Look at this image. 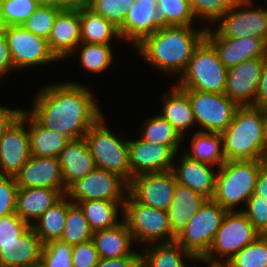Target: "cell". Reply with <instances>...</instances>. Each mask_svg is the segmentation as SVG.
I'll return each mask as SVG.
<instances>
[{
  "instance_id": "91938a15",
  "label": "cell",
  "mask_w": 267,
  "mask_h": 267,
  "mask_svg": "<svg viewBox=\"0 0 267 267\" xmlns=\"http://www.w3.org/2000/svg\"><path fill=\"white\" fill-rule=\"evenodd\" d=\"M2 29H3V26H2L1 21H0V33L2 32Z\"/></svg>"
},
{
  "instance_id": "94428289",
  "label": "cell",
  "mask_w": 267,
  "mask_h": 267,
  "mask_svg": "<svg viewBox=\"0 0 267 267\" xmlns=\"http://www.w3.org/2000/svg\"><path fill=\"white\" fill-rule=\"evenodd\" d=\"M194 264L192 265L193 267H197L198 263L197 262H193ZM197 263V264H196Z\"/></svg>"
},
{
  "instance_id": "d6986e66",
  "label": "cell",
  "mask_w": 267,
  "mask_h": 267,
  "mask_svg": "<svg viewBox=\"0 0 267 267\" xmlns=\"http://www.w3.org/2000/svg\"><path fill=\"white\" fill-rule=\"evenodd\" d=\"M157 0H135L124 24L119 28L121 39L134 47L146 36L165 27L157 9Z\"/></svg>"
},
{
  "instance_id": "9a60e30c",
  "label": "cell",
  "mask_w": 267,
  "mask_h": 267,
  "mask_svg": "<svg viewBox=\"0 0 267 267\" xmlns=\"http://www.w3.org/2000/svg\"><path fill=\"white\" fill-rule=\"evenodd\" d=\"M176 178L172 170L133 177L128 193L143 205L167 211L174 197Z\"/></svg>"
},
{
  "instance_id": "4316f807",
  "label": "cell",
  "mask_w": 267,
  "mask_h": 267,
  "mask_svg": "<svg viewBox=\"0 0 267 267\" xmlns=\"http://www.w3.org/2000/svg\"><path fill=\"white\" fill-rule=\"evenodd\" d=\"M114 227L93 232L92 240L100 258H117L131 255L135 250L128 225L123 219Z\"/></svg>"
},
{
  "instance_id": "8d00e7d4",
  "label": "cell",
  "mask_w": 267,
  "mask_h": 267,
  "mask_svg": "<svg viewBox=\"0 0 267 267\" xmlns=\"http://www.w3.org/2000/svg\"><path fill=\"white\" fill-rule=\"evenodd\" d=\"M93 231L90 229L84 212L78 204L73 203L69 208L65 220V228L61 241L76 245L92 239Z\"/></svg>"
},
{
  "instance_id": "d6a6232c",
  "label": "cell",
  "mask_w": 267,
  "mask_h": 267,
  "mask_svg": "<svg viewBox=\"0 0 267 267\" xmlns=\"http://www.w3.org/2000/svg\"><path fill=\"white\" fill-rule=\"evenodd\" d=\"M72 204L70 199L64 196L32 224V228L43 245L53 240H60L65 228L68 208Z\"/></svg>"
},
{
  "instance_id": "f907efd6",
  "label": "cell",
  "mask_w": 267,
  "mask_h": 267,
  "mask_svg": "<svg viewBox=\"0 0 267 267\" xmlns=\"http://www.w3.org/2000/svg\"><path fill=\"white\" fill-rule=\"evenodd\" d=\"M15 71L11 58L8 42L3 31L0 33V78L7 76L11 71Z\"/></svg>"
},
{
  "instance_id": "ba28073f",
  "label": "cell",
  "mask_w": 267,
  "mask_h": 267,
  "mask_svg": "<svg viewBox=\"0 0 267 267\" xmlns=\"http://www.w3.org/2000/svg\"><path fill=\"white\" fill-rule=\"evenodd\" d=\"M123 210V219L134 242L148 245L176 240L172 235L167 211L138 203L129 193Z\"/></svg>"
},
{
  "instance_id": "7dc6e473",
  "label": "cell",
  "mask_w": 267,
  "mask_h": 267,
  "mask_svg": "<svg viewBox=\"0 0 267 267\" xmlns=\"http://www.w3.org/2000/svg\"><path fill=\"white\" fill-rule=\"evenodd\" d=\"M17 190L15 177L0 175V217L15 213Z\"/></svg>"
},
{
  "instance_id": "680465c9",
  "label": "cell",
  "mask_w": 267,
  "mask_h": 267,
  "mask_svg": "<svg viewBox=\"0 0 267 267\" xmlns=\"http://www.w3.org/2000/svg\"><path fill=\"white\" fill-rule=\"evenodd\" d=\"M265 161L267 162V146H266V149H265Z\"/></svg>"
},
{
  "instance_id": "4fadbf2b",
  "label": "cell",
  "mask_w": 267,
  "mask_h": 267,
  "mask_svg": "<svg viewBox=\"0 0 267 267\" xmlns=\"http://www.w3.org/2000/svg\"><path fill=\"white\" fill-rule=\"evenodd\" d=\"M2 31L8 42L15 70L58 61L50 52L44 37L33 34L23 26H6Z\"/></svg>"
},
{
  "instance_id": "cb8c5ba5",
  "label": "cell",
  "mask_w": 267,
  "mask_h": 267,
  "mask_svg": "<svg viewBox=\"0 0 267 267\" xmlns=\"http://www.w3.org/2000/svg\"><path fill=\"white\" fill-rule=\"evenodd\" d=\"M64 193L65 190L52 188H18L15 213L32 226L41 215L64 197Z\"/></svg>"
},
{
  "instance_id": "74e56055",
  "label": "cell",
  "mask_w": 267,
  "mask_h": 267,
  "mask_svg": "<svg viewBox=\"0 0 267 267\" xmlns=\"http://www.w3.org/2000/svg\"><path fill=\"white\" fill-rule=\"evenodd\" d=\"M224 267H267V235L244 246Z\"/></svg>"
},
{
  "instance_id": "bcb514c9",
  "label": "cell",
  "mask_w": 267,
  "mask_h": 267,
  "mask_svg": "<svg viewBox=\"0 0 267 267\" xmlns=\"http://www.w3.org/2000/svg\"><path fill=\"white\" fill-rule=\"evenodd\" d=\"M29 227L16 213L0 217V244L15 242Z\"/></svg>"
},
{
  "instance_id": "7c38bea8",
  "label": "cell",
  "mask_w": 267,
  "mask_h": 267,
  "mask_svg": "<svg viewBox=\"0 0 267 267\" xmlns=\"http://www.w3.org/2000/svg\"><path fill=\"white\" fill-rule=\"evenodd\" d=\"M253 7V0H236L216 22L218 28L215 30L225 38L250 36L260 38L267 44V9Z\"/></svg>"
},
{
  "instance_id": "83f0119b",
  "label": "cell",
  "mask_w": 267,
  "mask_h": 267,
  "mask_svg": "<svg viewBox=\"0 0 267 267\" xmlns=\"http://www.w3.org/2000/svg\"><path fill=\"white\" fill-rule=\"evenodd\" d=\"M170 90L163 95L164 104L160 115L185 139L187 130L196 125L192 105L189 96L176 83Z\"/></svg>"
},
{
  "instance_id": "44dd1931",
  "label": "cell",
  "mask_w": 267,
  "mask_h": 267,
  "mask_svg": "<svg viewBox=\"0 0 267 267\" xmlns=\"http://www.w3.org/2000/svg\"><path fill=\"white\" fill-rule=\"evenodd\" d=\"M50 52L59 61L72 56L81 43L79 9L60 10L47 39Z\"/></svg>"
},
{
  "instance_id": "f6af8a7d",
  "label": "cell",
  "mask_w": 267,
  "mask_h": 267,
  "mask_svg": "<svg viewBox=\"0 0 267 267\" xmlns=\"http://www.w3.org/2000/svg\"><path fill=\"white\" fill-rule=\"evenodd\" d=\"M245 207L239 210L261 235H267V200L253 194L247 200Z\"/></svg>"
},
{
  "instance_id": "d590c367",
  "label": "cell",
  "mask_w": 267,
  "mask_h": 267,
  "mask_svg": "<svg viewBox=\"0 0 267 267\" xmlns=\"http://www.w3.org/2000/svg\"><path fill=\"white\" fill-rule=\"evenodd\" d=\"M77 52L80 56L79 63L89 72H102L114 62L110 44L81 42L72 55Z\"/></svg>"
},
{
  "instance_id": "11a10c76",
  "label": "cell",
  "mask_w": 267,
  "mask_h": 267,
  "mask_svg": "<svg viewBox=\"0 0 267 267\" xmlns=\"http://www.w3.org/2000/svg\"><path fill=\"white\" fill-rule=\"evenodd\" d=\"M46 4L64 9H79L86 4V0H46Z\"/></svg>"
},
{
  "instance_id": "e0dca14e",
  "label": "cell",
  "mask_w": 267,
  "mask_h": 267,
  "mask_svg": "<svg viewBox=\"0 0 267 267\" xmlns=\"http://www.w3.org/2000/svg\"><path fill=\"white\" fill-rule=\"evenodd\" d=\"M205 38L213 45L220 61L230 68L252 58L265 57L267 44L260 38L246 36L243 38H225L216 30L207 27Z\"/></svg>"
},
{
  "instance_id": "f546056e",
  "label": "cell",
  "mask_w": 267,
  "mask_h": 267,
  "mask_svg": "<svg viewBox=\"0 0 267 267\" xmlns=\"http://www.w3.org/2000/svg\"><path fill=\"white\" fill-rule=\"evenodd\" d=\"M28 130L31 155L41 157H59L70 141L65 135L45 128L28 111Z\"/></svg>"
},
{
  "instance_id": "5bb4252c",
  "label": "cell",
  "mask_w": 267,
  "mask_h": 267,
  "mask_svg": "<svg viewBox=\"0 0 267 267\" xmlns=\"http://www.w3.org/2000/svg\"><path fill=\"white\" fill-rule=\"evenodd\" d=\"M30 156L28 110L23 109L0 139V175L15 177Z\"/></svg>"
},
{
  "instance_id": "f35d334b",
  "label": "cell",
  "mask_w": 267,
  "mask_h": 267,
  "mask_svg": "<svg viewBox=\"0 0 267 267\" xmlns=\"http://www.w3.org/2000/svg\"><path fill=\"white\" fill-rule=\"evenodd\" d=\"M157 9L165 26H193L196 21L189 0H157Z\"/></svg>"
},
{
  "instance_id": "8992f818",
  "label": "cell",
  "mask_w": 267,
  "mask_h": 267,
  "mask_svg": "<svg viewBox=\"0 0 267 267\" xmlns=\"http://www.w3.org/2000/svg\"><path fill=\"white\" fill-rule=\"evenodd\" d=\"M260 235L241 210L228 211L211 247L199 261L211 266H224L244 246L255 241Z\"/></svg>"
},
{
  "instance_id": "c3c4849f",
  "label": "cell",
  "mask_w": 267,
  "mask_h": 267,
  "mask_svg": "<svg viewBox=\"0 0 267 267\" xmlns=\"http://www.w3.org/2000/svg\"><path fill=\"white\" fill-rule=\"evenodd\" d=\"M100 257L93 240L73 245L72 264L74 267H95Z\"/></svg>"
},
{
  "instance_id": "277c9868",
  "label": "cell",
  "mask_w": 267,
  "mask_h": 267,
  "mask_svg": "<svg viewBox=\"0 0 267 267\" xmlns=\"http://www.w3.org/2000/svg\"><path fill=\"white\" fill-rule=\"evenodd\" d=\"M265 160H230L218 170L213 200L227 211H237L253 195Z\"/></svg>"
},
{
  "instance_id": "484cf974",
  "label": "cell",
  "mask_w": 267,
  "mask_h": 267,
  "mask_svg": "<svg viewBox=\"0 0 267 267\" xmlns=\"http://www.w3.org/2000/svg\"><path fill=\"white\" fill-rule=\"evenodd\" d=\"M207 198L176 183L172 203L167 210L172 235L176 238L186 227L187 221L200 210Z\"/></svg>"
},
{
  "instance_id": "7bdbcfd3",
  "label": "cell",
  "mask_w": 267,
  "mask_h": 267,
  "mask_svg": "<svg viewBox=\"0 0 267 267\" xmlns=\"http://www.w3.org/2000/svg\"><path fill=\"white\" fill-rule=\"evenodd\" d=\"M60 10V8L55 6L40 4L22 26L33 34L48 39Z\"/></svg>"
},
{
  "instance_id": "681fc988",
  "label": "cell",
  "mask_w": 267,
  "mask_h": 267,
  "mask_svg": "<svg viewBox=\"0 0 267 267\" xmlns=\"http://www.w3.org/2000/svg\"><path fill=\"white\" fill-rule=\"evenodd\" d=\"M95 267H140V253L135 250L129 256L100 258Z\"/></svg>"
},
{
  "instance_id": "6f0895ef",
  "label": "cell",
  "mask_w": 267,
  "mask_h": 267,
  "mask_svg": "<svg viewBox=\"0 0 267 267\" xmlns=\"http://www.w3.org/2000/svg\"><path fill=\"white\" fill-rule=\"evenodd\" d=\"M39 4H46V0H36Z\"/></svg>"
},
{
  "instance_id": "ab89813d",
  "label": "cell",
  "mask_w": 267,
  "mask_h": 267,
  "mask_svg": "<svg viewBox=\"0 0 267 267\" xmlns=\"http://www.w3.org/2000/svg\"><path fill=\"white\" fill-rule=\"evenodd\" d=\"M39 5L36 0H0L2 26H22Z\"/></svg>"
},
{
  "instance_id": "4dcf8cb0",
  "label": "cell",
  "mask_w": 267,
  "mask_h": 267,
  "mask_svg": "<svg viewBox=\"0 0 267 267\" xmlns=\"http://www.w3.org/2000/svg\"><path fill=\"white\" fill-rule=\"evenodd\" d=\"M79 19L81 42L110 44L113 38L121 39L119 29L86 4L79 8Z\"/></svg>"
},
{
  "instance_id": "2e32d148",
  "label": "cell",
  "mask_w": 267,
  "mask_h": 267,
  "mask_svg": "<svg viewBox=\"0 0 267 267\" xmlns=\"http://www.w3.org/2000/svg\"><path fill=\"white\" fill-rule=\"evenodd\" d=\"M264 57L252 58L227 68L224 94L238 106H254Z\"/></svg>"
},
{
  "instance_id": "836d02e7",
  "label": "cell",
  "mask_w": 267,
  "mask_h": 267,
  "mask_svg": "<svg viewBox=\"0 0 267 267\" xmlns=\"http://www.w3.org/2000/svg\"><path fill=\"white\" fill-rule=\"evenodd\" d=\"M124 203L107 200H89L79 202L78 205L84 212L90 229L95 232L119 224L121 221L118 218V213L120 211L123 213Z\"/></svg>"
},
{
  "instance_id": "9f6ffc18",
  "label": "cell",
  "mask_w": 267,
  "mask_h": 267,
  "mask_svg": "<svg viewBox=\"0 0 267 267\" xmlns=\"http://www.w3.org/2000/svg\"><path fill=\"white\" fill-rule=\"evenodd\" d=\"M264 117H265V123H266V133H267V109L263 110Z\"/></svg>"
},
{
  "instance_id": "ac0fdd59",
  "label": "cell",
  "mask_w": 267,
  "mask_h": 267,
  "mask_svg": "<svg viewBox=\"0 0 267 267\" xmlns=\"http://www.w3.org/2000/svg\"><path fill=\"white\" fill-rule=\"evenodd\" d=\"M131 179L137 175L172 170L176 153L163 144H153L142 139L129 140Z\"/></svg>"
},
{
  "instance_id": "7402d4cb",
  "label": "cell",
  "mask_w": 267,
  "mask_h": 267,
  "mask_svg": "<svg viewBox=\"0 0 267 267\" xmlns=\"http://www.w3.org/2000/svg\"><path fill=\"white\" fill-rule=\"evenodd\" d=\"M176 159L175 156L172 168L176 182L203 195L207 199H213L219 169L216 168L214 170V166L199 161H193L185 156L183 152L179 159L180 164L175 163Z\"/></svg>"
},
{
  "instance_id": "b9f144b4",
  "label": "cell",
  "mask_w": 267,
  "mask_h": 267,
  "mask_svg": "<svg viewBox=\"0 0 267 267\" xmlns=\"http://www.w3.org/2000/svg\"><path fill=\"white\" fill-rule=\"evenodd\" d=\"M72 251L73 245L61 240L47 242L42 247L40 267H74Z\"/></svg>"
},
{
  "instance_id": "ee69618b",
  "label": "cell",
  "mask_w": 267,
  "mask_h": 267,
  "mask_svg": "<svg viewBox=\"0 0 267 267\" xmlns=\"http://www.w3.org/2000/svg\"><path fill=\"white\" fill-rule=\"evenodd\" d=\"M236 2V0H189L196 20L216 23Z\"/></svg>"
},
{
  "instance_id": "db71d44e",
  "label": "cell",
  "mask_w": 267,
  "mask_h": 267,
  "mask_svg": "<svg viewBox=\"0 0 267 267\" xmlns=\"http://www.w3.org/2000/svg\"><path fill=\"white\" fill-rule=\"evenodd\" d=\"M254 195L260 196L262 199L267 200V162H265L259 172L254 189Z\"/></svg>"
},
{
  "instance_id": "30bf717a",
  "label": "cell",
  "mask_w": 267,
  "mask_h": 267,
  "mask_svg": "<svg viewBox=\"0 0 267 267\" xmlns=\"http://www.w3.org/2000/svg\"><path fill=\"white\" fill-rule=\"evenodd\" d=\"M129 183L118 174L96 168L79 180L70 183L64 196L78 204L89 200L125 202Z\"/></svg>"
},
{
  "instance_id": "3957f363",
  "label": "cell",
  "mask_w": 267,
  "mask_h": 267,
  "mask_svg": "<svg viewBox=\"0 0 267 267\" xmlns=\"http://www.w3.org/2000/svg\"><path fill=\"white\" fill-rule=\"evenodd\" d=\"M221 136L226 161L265 160L267 133L263 109L239 106Z\"/></svg>"
},
{
  "instance_id": "52a82bcc",
  "label": "cell",
  "mask_w": 267,
  "mask_h": 267,
  "mask_svg": "<svg viewBox=\"0 0 267 267\" xmlns=\"http://www.w3.org/2000/svg\"><path fill=\"white\" fill-rule=\"evenodd\" d=\"M105 121L103 115L85 135L91 155L97 168L118 174L129 183V140L119 138L108 130Z\"/></svg>"
},
{
  "instance_id": "ffe728a7",
  "label": "cell",
  "mask_w": 267,
  "mask_h": 267,
  "mask_svg": "<svg viewBox=\"0 0 267 267\" xmlns=\"http://www.w3.org/2000/svg\"><path fill=\"white\" fill-rule=\"evenodd\" d=\"M15 179L18 188L66 190L58 157L31 155Z\"/></svg>"
},
{
  "instance_id": "f5cc1de1",
  "label": "cell",
  "mask_w": 267,
  "mask_h": 267,
  "mask_svg": "<svg viewBox=\"0 0 267 267\" xmlns=\"http://www.w3.org/2000/svg\"><path fill=\"white\" fill-rule=\"evenodd\" d=\"M23 109H10L0 105V139L9 126L21 115Z\"/></svg>"
},
{
  "instance_id": "1f68e13d",
  "label": "cell",
  "mask_w": 267,
  "mask_h": 267,
  "mask_svg": "<svg viewBox=\"0 0 267 267\" xmlns=\"http://www.w3.org/2000/svg\"><path fill=\"white\" fill-rule=\"evenodd\" d=\"M191 136V151L184 155L193 161H199L219 169L225 162L221 133L196 131Z\"/></svg>"
},
{
  "instance_id": "8fae6325",
  "label": "cell",
  "mask_w": 267,
  "mask_h": 267,
  "mask_svg": "<svg viewBox=\"0 0 267 267\" xmlns=\"http://www.w3.org/2000/svg\"><path fill=\"white\" fill-rule=\"evenodd\" d=\"M182 90L189 96L196 125L201 127L198 131L223 132L232 122L239 107L224 93Z\"/></svg>"
},
{
  "instance_id": "60d3db41",
  "label": "cell",
  "mask_w": 267,
  "mask_h": 267,
  "mask_svg": "<svg viewBox=\"0 0 267 267\" xmlns=\"http://www.w3.org/2000/svg\"><path fill=\"white\" fill-rule=\"evenodd\" d=\"M134 2L135 0H86V5L119 29Z\"/></svg>"
},
{
  "instance_id": "9c48e42d",
  "label": "cell",
  "mask_w": 267,
  "mask_h": 267,
  "mask_svg": "<svg viewBox=\"0 0 267 267\" xmlns=\"http://www.w3.org/2000/svg\"><path fill=\"white\" fill-rule=\"evenodd\" d=\"M227 212L213 199H207L175 241L200 260L211 247Z\"/></svg>"
},
{
  "instance_id": "d4e9b609",
  "label": "cell",
  "mask_w": 267,
  "mask_h": 267,
  "mask_svg": "<svg viewBox=\"0 0 267 267\" xmlns=\"http://www.w3.org/2000/svg\"><path fill=\"white\" fill-rule=\"evenodd\" d=\"M58 158L65 187L97 168L85 138L70 140Z\"/></svg>"
},
{
  "instance_id": "5b68a950",
  "label": "cell",
  "mask_w": 267,
  "mask_h": 267,
  "mask_svg": "<svg viewBox=\"0 0 267 267\" xmlns=\"http://www.w3.org/2000/svg\"><path fill=\"white\" fill-rule=\"evenodd\" d=\"M226 80L227 68L213 45L204 38L194 50L185 71L179 75L176 85L181 89L224 93Z\"/></svg>"
},
{
  "instance_id": "6da1fadb",
  "label": "cell",
  "mask_w": 267,
  "mask_h": 267,
  "mask_svg": "<svg viewBox=\"0 0 267 267\" xmlns=\"http://www.w3.org/2000/svg\"><path fill=\"white\" fill-rule=\"evenodd\" d=\"M28 111L45 127L69 140L85 138L104 114L88 87L74 82L45 85Z\"/></svg>"
},
{
  "instance_id": "7a4b0ae2",
  "label": "cell",
  "mask_w": 267,
  "mask_h": 267,
  "mask_svg": "<svg viewBox=\"0 0 267 267\" xmlns=\"http://www.w3.org/2000/svg\"><path fill=\"white\" fill-rule=\"evenodd\" d=\"M207 27L165 26L146 36L136 48L145 62L168 74H182L196 47L205 38Z\"/></svg>"
},
{
  "instance_id": "6125c7cd",
  "label": "cell",
  "mask_w": 267,
  "mask_h": 267,
  "mask_svg": "<svg viewBox=\"0 0 267 267\" xmlns=\"http://www.w3.org/2000/svg\"><path fill=\"white\" fill-rule=\"evenodd\" d=\"M208 267H224V266H211V265H208Z\"/></svg>"
},
{
  "instance_id": "603a6c76",
  "label": "cell",
  "mask_w": 267,
  "mask_h": 267,
  "mask_svg": "<svg viewBox=\"0 0 267 267\" xmlns=\"http://www.w3.org/2000/svg\"><path fill=\"white\" fill-rule=\"evenodd\" d=\"M43 244L30 226L15 242L0 244V267L40 266Z\"/></svg>"
},
{
  "instance_id": "f1b7e54d",
  "label": "cell",
  "mask_w": 267,
  "mask_h": 267,
  "mask_svg": "<svg viewBox=\"0 0 267 267\" xmlns=\"http://www.w3.org/2000/svg\"><path fill=\"white\" fill-rule=\"evenodd\" d=\"M146 247L144 254H140V267H191L183 258L200 263L176 241L151 243Z\"/></svg>"
},
{
  "instance_id": "e575fe53",
  "label": "cell",
  "mask_w": 267,
  "mask_h": 267,
  "mask_svg": "<svg viewBox=\"0 0 267 267\" xmlns=\"http://www.w3.org/2000/svg\"><path fill=\"white\" fill-rule=\"evenodd\" d=\"M140 129V139L153 143L168 145L176 154H179V147L183 142V137L179 132L160 114L147 118Z\"/></svg>"
},
{
  "instance_id": "816d5d0a",
  "label": "cell",
  "mask_w": 267,
  "mask_h": 267,
  "mask_svg": "<svg viewBox=\"0 0 267 267\" xmlns=\"http://www.w3.org/2000/svg\"><path fill=\"white\" fill-rule=\"evenodd\" d=\"M254 106L263 110L267 109V55L264 57L262 73Z\"/></svg>"
}]
</instances>
